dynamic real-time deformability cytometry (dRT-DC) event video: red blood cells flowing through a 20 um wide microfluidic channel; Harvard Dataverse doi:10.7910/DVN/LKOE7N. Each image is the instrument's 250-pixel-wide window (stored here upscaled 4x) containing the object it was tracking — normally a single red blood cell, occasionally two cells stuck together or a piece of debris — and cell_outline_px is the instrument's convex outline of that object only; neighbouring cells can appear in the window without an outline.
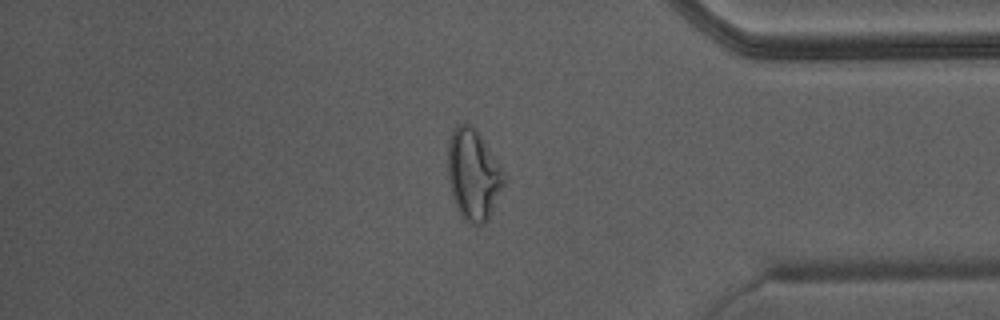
{"species": "Egyptian fruit bat (a non-hibernating species)", "species_latin": "Rousettus aegyptiacus", "temperature_condition": "warm", "stored_images_in_passage": 49, "camera_frame_rate_fps": 3000, "um_per_image_px": 0.085, "animal": {"sex": "male"}, "frame": {"image": 1, "passage_image": 42, "time_ms": 13.667, "image_size_px": [1000, 320], "cell_outline_px": [[504, 184], [488, 216], [480, 224], [472, 224], [460, 216], [456, 208], [452, 196], [448, 176], [448, 140], [452, 128], [460, 124], [468, 124], [476, 128], [500, 168], [504, 176]], "centroid_in_image_um": [40.17, 14.81], "position_along_channel_um": 395.0, "area_um2": 28.96}}